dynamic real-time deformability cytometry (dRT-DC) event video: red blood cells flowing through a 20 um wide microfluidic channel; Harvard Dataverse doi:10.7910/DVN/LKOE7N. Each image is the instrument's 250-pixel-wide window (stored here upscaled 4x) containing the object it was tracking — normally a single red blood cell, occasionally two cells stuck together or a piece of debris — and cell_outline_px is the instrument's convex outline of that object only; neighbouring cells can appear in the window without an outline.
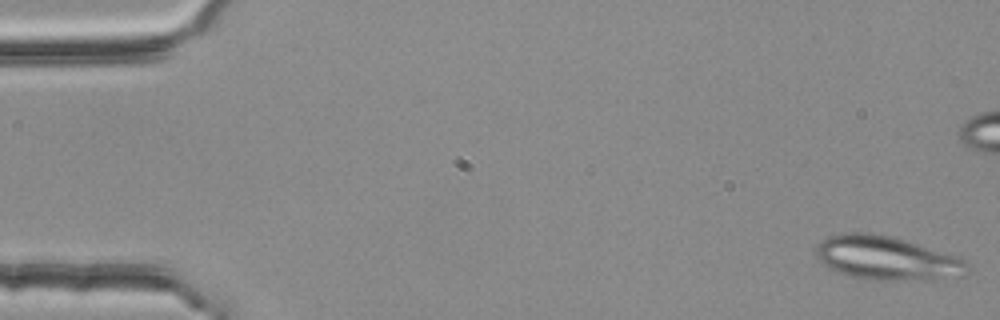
{"species": "common noctule bat (a hibernating species)", "species_latin": "Nyctalus noctula", "temperature_condition": "room temperature", "stored_images_in_passage": 53, "segment_of_instrument_passage": [1, 2], "camera_frame_rate_fps": 3000, "um_per_image_px": 0.085, "animal": {"sex": "female", "body_mass_g": 25.1}, "frame": {"image": 1, "passage_image": 1, "time_ms": 0.0, "image_size_px": [1000, 320], "cell_outline_px": [[968, 268], [964, 276], [936, 280], [868, 280], [848, 276], [828, 268], [816, 256], [816, 244], [828, 236], [844, 232], [872, 232], [892, 236], [960, 256], [968, 264]], "centroid_in_image_um": [75.39, 21.94], "position_along_channel_um": 9.6, "area_um2": 39.36}}